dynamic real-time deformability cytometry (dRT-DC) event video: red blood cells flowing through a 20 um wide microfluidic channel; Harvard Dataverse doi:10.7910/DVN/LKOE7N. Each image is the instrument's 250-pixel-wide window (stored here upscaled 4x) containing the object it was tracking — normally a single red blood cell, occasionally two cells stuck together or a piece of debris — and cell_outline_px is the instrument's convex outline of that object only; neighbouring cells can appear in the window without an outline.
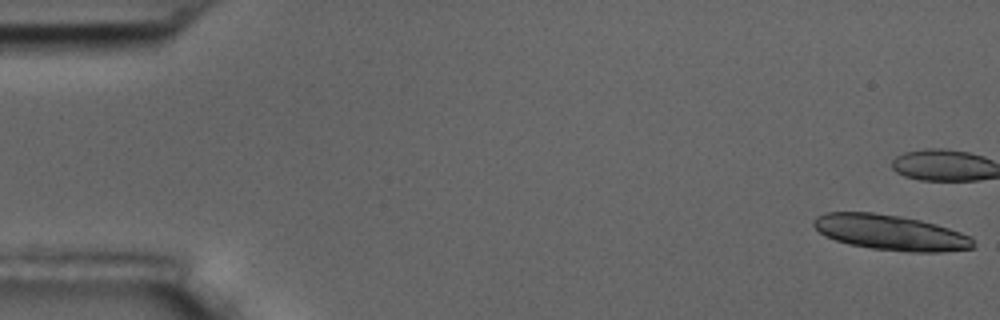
{"species": "common noctule bat (a hibernating species)", "species_latin": "Nyctalus noctula", "temperature_condition": "room temperature", "stored_images_in_passage": 19, "camera_frame_rate_fps": 3000, "um_per_image_px": 0.085, "animal": {"sex": "male", "body_mass_g": 17.5, "forearm_length_mm": 52.3}, "frame": {"image": 1, "passage_image": 1, "time_ms": 0.0, "image_size_px": [1000, 320], "cell_outline_px": [[976, 244], [972, 248], [940, 252], [908, 252], [872, 248], [848, 244], [824, 236], [812, 224], [812, 220], [816, 216], [824, 212], [872, 212], [900, 216], [920, 220], [936, 224], [972, 236]], "centroid_in_image_um": [75.68, 19.76], "position_along_channel_um": 9.3, "area_um2": 33.0}}